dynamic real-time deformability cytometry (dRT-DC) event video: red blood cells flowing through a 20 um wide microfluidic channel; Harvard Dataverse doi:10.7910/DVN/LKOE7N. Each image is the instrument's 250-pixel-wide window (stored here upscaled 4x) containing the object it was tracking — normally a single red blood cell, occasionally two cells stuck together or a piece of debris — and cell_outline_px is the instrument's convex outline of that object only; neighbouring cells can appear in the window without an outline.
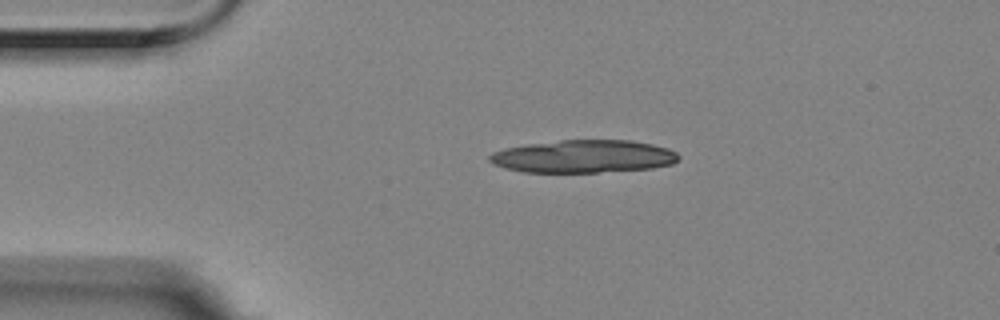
{"species": "Egyptian fruit bat (a non-hibernating species)", "species_latin": "Rousettus aegyptiacus", "temperature_condition": "room temperature", "stored_images_in_passage": 9, "camera_frame_rate_fps": 3000, "um_per_image_px": 0.085, "animal": {"sex": "female"}, "frame": {"image": 1, "passage_image": 2, "time_ms": 0.333, "image_size_px": [1000, 320], "cell_outline_px": [[680, 156], [672, 164], [652, 168], [596, 172], [524, 172], [504, 168], [492, 164], [488, 160], [488, 156], [492, 152], [504, 148], [528, 144], [560, 140], [632, 140], [652, 144], [668, 148], [676, 152]], "centroid_in_image_um": [49.56, 13.29], "position_along_channel_um": 35.4, "area_um2": 36.18}}
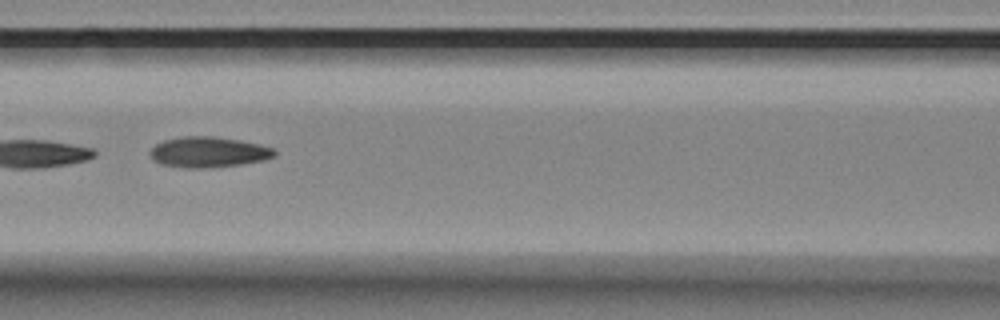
{"frame": {"image": 2, "passage_image": 6, "time_ms": 1.667, "image_size_px": [1000, 320], "cell_outline_px": [[276, 156], [264, 160], [240, 164], [204, 168], [188, 168], [160, 164], [152, 160], [148, 152], [156, 144], [164, 140], [184, 136], [212, 136], [240, 140], [260, 144], [272, 148], [276, 152]], "centroid_in_image_um": [17.69, 12.93], "position_along_channel_um": 148.9, "area_um2": 22.2}}
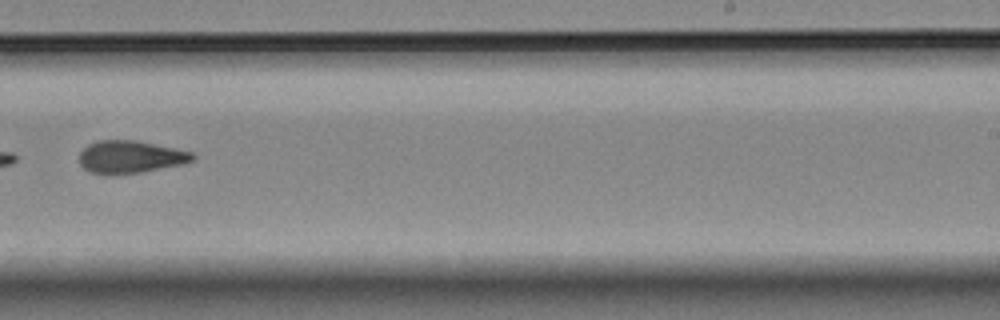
{"frame": {"image": 3, "passage_image": 9, "time_ms": 2.667, "image_size_px": [1000, 320], "cell_outline_px": [[196, 156], [192, 160], [184, 164], [140, 172], [92, 172], [84, 168], [80, 164], [80, 152], [88, 144], [96, 140], [136, 140], [176, 148], [192, 152]], "centroid_in_image_um": [11.12, 13.29], "position_along_channel_um": 277.9, "area_um2": 20.98}}